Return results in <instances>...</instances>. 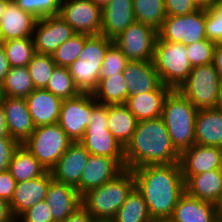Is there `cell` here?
Here are the masks:
<instances>
[{"mask_svg":"<svg viewBox=\"0 0 222 222\" xmlns=\"http://www.w3.org/2000/svg\"><path fill=\"white\" fill-rule=\"evenodd\" d=\"M94 4L97 6L103 8L105 5H107L111 0H91Z\"/></svg>","mask_w":222,"mask_h":222,"instance_id":"cell-54","label":"cell"},{"mask_svg":"<svg viewBox=\"0 0 222 222\" xmlns=\"http://www.w3.org/2000/svg\"><path fill=\"white\" fill-rule=\"evenodd\" d=\"M132 173L135 188L142 194L150 217L171 218L180 196L185 192L180 162L144 165L136 167Z\"/></svg>","mask_w":222,"mask_h":222,"instance_id":"cell-1","label":"cell"},{"mask_svg":"<svg viewBox=\"0 0 222 222\" xmlns=\"http://www.w3.org/2000/svg\"><path fill=\"white\" fill-rule=\"evenodd\" d=\"M52 55L35 53L27 65L28 72L35 89L46 88L49 79L56 67Z\"/></svg>","mask_w":222,"mask_h":222,"instance_id":"cell-37","label":"cell"},{"mask_svg":"<svg viewBox=\"0 0 222 222\" xmlns=\"http://www.w3.org/2000/svg\"><path fill=\"white\" fill-rule=\"evenodd\" d=\"M129 62L123 52L113 43L106 51L100 70V78L122 73Z\"/></svg>","mask_w":222,"mask_h":222,"instance_id":"cell-42","label":"cell"},{"mask_svg":"<svg viewBox=\"0 0 222 222\" xmlns=\"http://www.w3.org/2000/svg\"><path fill=\"white\" fill-rule=\"evenodd\" d=\"M19 145L13 138H0V172L8 170L13 153Z\"/></svg>","mask_w":222,"mask_h":222,"instance_id":"cell-46","label":"cell"},{"mask_svg":"<svg viewBox=\"0 0 222 222\" xmlns=\"http://www.w3.org/2000/svg\"><path fill=\"white\" fill-rule=\"evenodd\" d=\"M164 6L167 16H183L201 7L196 0H164Z\"/></svg>","mask_w":222,"mask_h":222,"instance_id":"cell-45","label":"cell"},{"mask_svg":"<svg viewBox=\"0 0 222 222\" xmlns=\"http://www.w3.org/2000/svg\"><path fill=\"white\" fill-rule=\"evenodd\" d=\"M185 191L200 200L217 204L222 197V175L219 169L191 176L185 182Z\"/></svg>","mask_w":222,"mask_h":222,"instance_id":"cell-27","label":"cell"},{"mask_svg":"<svg viewBox=\"0 0 222 222\" xmlns=\"http://www.w3.org/2000/svg\"><path fill=\"white\" fill-rule=\"evenodd\" d=\"M195 144L222 148V107L198 109Z\"/></svg>","mask_w":222,"mask_h":222,"instance_id":"cell-25","label":"cell"},{"mask_svg":"<svg viewBox=\"0 0 222 222\" xmlns=\"http://www.w3.org/2000/svg\"><path fill=\"white\" fill-rule=\"evenodd\" d=\"M217 207V215L220 222H222V197L220 201L216 204Z\"/></svg>","mask_w":222,"mask_h":222,"instance_id":"cell-53","label":"cell"},{"mask_svg":"<svg viewBox=\"0 0 222 222\" xmlns=\"http://www.w3.org/2000/svg\"><path fill=\"white\" fill-rule=\"evenodd\" d=\"M135 21L133 0H111L102 8L101 35L114 40Z\"/></svg>","mask_w":222,"mask_h":222,"instance_id":"cell-22","label":"cell"},{"mask_svg":"<svg viewBox=\"0 0 222 222\" xmlns=\"http://www.w3.org/2000/svg\"><path fill=\"white\" fill-rule=\"evenodd\" d=\"M34 90L27 66L11 67L0 86V96L26 98Z\"/></svg>","mask_w":222,"mask_h":222,"instance_id":"cell-31","label":"cell"},{"mask_svg":"<svg viewBox=\"0 0 222 222\" xmlns=\"http://www.w3.org/2000/svg\"><path fill=\"white\" fill-rule=\"evenodd\" d=\"M17 181L8 170L0 172V199L11 202Z\"/></svg>","mask_w":222,"mask_h":222,"instance_id":"cell-47","label":"cell"},{"mask_svg":"<svg viewBox=\"0 0 222 222\" xmlns=\"http://www.w3.org/2000/svg\"><path fill=\"white\" fill-rule=\"evenodd\" d=\"M90 35L76 33L66 42L61 44L52 54L53 61L57 66L69 67L80 55L86 39Z\"/></svg>","mask_w":222,"mask_h":222,"instance_id":"cell-38","label":"cell"},{"mask_svg":"<svg viewBox=\"0 0 222 222\" xmlns=\"http://www.w3.org/2000/svg\"><path fill=\"white\" fill-rule=\"evenodd\" d=\"M61 99L77 97L80 91L76 88L68 67L56 66L46 88Z\"/></svg>","mask_w":222,"mask_h":222,"instance_id":"cell-36","label":"cell"},{"mask_svg":"<svg viewBox=\"0 0 222 222\" xmlns=\"http://www.w3.org/2000/svg\"><path fill=\"white\" fill-rule=\"evenodd\" d=\"M125 169L144 165H167L180 162V153L171 142L163 119L138 121L131 140L124 147Z\"/></svg>","mask_w":222,"mask_h":222,"instance_id":"cell-2","label":"cell"},{"mask_svg":"<svg viewBox=\"0 0 222 222\" xmlns=\"http://www.w3.org/2000/svg\"><path fill=\"white\" fill-rule=\"evenodd\" d=\"M0 222H16L10 209V203L2 199H0Z\"/></svg>","mask_w":222,"mask_h":222,"instance_id":"cell-51","label":"cell"},{"mask_svg":"<svg viewBox=\"0 0 222 222\" xmlns=\"http://www.w3.org/2000/svg\"><path fill=\"white\" fill-rule=\"evenodd\" d=\"M128 96L157 90L162 82L152 61H129L122 72Z\"/></svg>","mask_w":222,"mask_h":222,"instance_id":"cell-23","label":"cell"},{"mask_svg":"<svg viewBox=\"0 0 222 222\" xmlns=\"http://www.w3.org/2000/svg\"><path fill=\"white\" fill-rule=\"evenodd\" d=\"M200 6L205 7L210 5L214 0H196Z\"/></svg>","mask_w":222,"mask_h":222,"instance_id":"cell-57","label":"cell"},{"mask_svg":"<svg viewBox=\"0 0 222 222\" xmlns=\"http://www.w3.org/2000/svg\"><path fill=\"white\" fill-rule=\"evenodd\" d=\"M213 65L219 73L222 83V43H216L213 50Z\"/></svg>","mask_w":222,"mask_h":222,"instance_id":"cell-50","label":"cell"},{"mask_svg":"<svg viewBox=\"0 0 222 222\" xmlns=\"http://www.w3.org/2000/svg\"><path fill=\"white\" fill-rule=\"evenodd\" d=\"M45 202L50 207L53 221L61 222L79 209L81 196L75 187L52 180Z\"/></svg>","mask_w":222,"mask_h":222,"instance_id":"cell-21","label":"cell"},{"mask_svg":"<svg viewBox=\"0 0 222 222\" xmlns=\"http://www.w3.org/2000/svg\"><path fill=\"white\" fill-rule=\"evenodd\" d=\"M157 39L156 29L135 21L113 42L129 61H152Z\"/></svg>","mask_w":222,"mask_h":222,"instance_id":"cell-10","label":"cell"},{"mask_svg":"<svg viewBox=\"0 0 222 222\" xmlns=\"http://www.w3.org/2000/svg\"><path fill=\"white\" fill-rule=\"evenodd\" d=\"M19 8L41 19L60 13L62 0H14Z\"/></svg>","mask_w":222,"mask_h":222,"instance_id":"cell-40","label":"cell"},{"mask_svg":"<svg viewBox=\"0 0 222 222\" xmlns=\"http://www.w3.org/2000/svg\"><path fill=\"white\" fill-rule=\"evenodd\" d=\"M72 140L56 123L35 127L22 144L43 166L50 171L66 152Z\"/></svg>","mask_w":222,"mask_h":222,"instance_id":"cell-8","label":"cell"},{"mask_svg":"<svg viewBox=\"0 0 222 222\" xmlns=\"http://www.w3.org/2000/svg\"><path fill=\"white\" fill-rule=\"evenodd\" d=\"M4 106L6 125L10 137L22 145L34 131L35 126L25 98L0 96Z\"/></svg>","mask_w":222,"mask_h":222,"instance_id":"cell-16","label":"cell"},{"mask_svg":"<svg viewBox=\"0 0 222 222\" xmlns=\"http://www.w3.org/2000/svg\"><path fill=\"white\" fill-rule=\"evenodd\" d=\"M59 16L76 33L101 34L102 8L91 0H62Z\"/></svg>","mask_w":222,"mask_h":222,"instance_id":"cell-11","label":"cell"},{"mask_svg":"<svg viewBox=\"0 0 222 222\" xmlns=\"http://www.w3.org/2000/svg\"><path fill=\"white\" fill-rule=\"evenodd\" d=\"M11 66L6 57L5 49L3 44L0 42V86L4 82L5 76L8 74Z\"/></svg>","mask_w":222,"mask_h":222,"instance_id":"cell-49","label":"cell"},{"mask_svg":"<svg viewBox=\"0 0 222 222\" xmlns=\"http://www.w3.org/2000/svg\"><path fill=\"white\" fill-rule=\"evenodd\" d=\"M171 218L175 222H220L216 204L197 199L186 191L180 196Z\"/></svg>","mask_w":222,"mask_h":222,"instance_id":"cell-24","label":"cell"},{"mask_svg":"<svg viewBox=\"0 0 222 222\" xmlns=\"http://www.w3.org/2000/svg\"><path fill=\"white\" fill-rule=\"evenodd\" d=\"M151 222H175L172 218H154Z\"/></svg>","mask_w":222,"mask_h":222,"instance_id":"cell-56","label":"cell"},{"mask_svg":"<svg viewBox=\"0 0 222 222\" xmlns=\"http://www.w3.org/2000/svg\"><path fill=\"white\" fill-rule=\"evenodd\" d=\"M205 31L208 40L222 43V0L206 6Z\"/></svg>","mask_w":222,"mask_h":222,"instance_id":"cell-41","label":"cell"},{"mask_svg":"<svg viewBox=\"0 0 222 222\" xmlns=\"http://www.w3.org/2000/svg\"><path fill=\"white\" fill-rule=\"evenodd\" d=\"M92 95L98 103L104 105L125 104L128 98V87L123 74L100 78Z\"/></svg>","mask_w":222,"mask_h":222,"instance_id":"cell-30","label":"cell"},{"mask_svg":"<svg viewBox=\"0 0 222 222\" xmlns=\"http://www.w3.org/2000/svg\"><path fill=\"white\" fill-rule=\"evenodd\" d=\"M222 148L194 144L180 154V166L186 182L191 176L219 169Z\"/></svg>","mask_w":222,"mask_h":222,"instance_id":"cell-17","label":"cell"},{"mask_svg":"<svg viewBox=\"0 0 222 222\" xmlns=\"http://www.w3.org/2000/svg\"><path fill=\"white\" fill-rule=\"evenodd\" d=\"M219 171L221 172V175H222V156H221V162H220V166H219Z\"/></svg>","mask_w":222,"mask_h":222,"instance_id":"cell-58","label":"cell"},{"mask_svg":"<svg viewBox=\"0 0 222 222\" xmlns=\"http://www.w3.org/2000/svg\"><path fill=\"white\" fill-rule=\"evenodd\" d=\"M96 222H112V221H96Z\"/></svg>","mask_w":222,"mask_h":222,"instance_id":"cell-59","label":"cell"},{"mask_svg":"<svg viewBox=\"0 0 222 222\" xmlns=\"http://www.w3.org/2000/svg\"><path fill=\"white\" fill-rule=\"evenodd\" d=\"M102 64H90L76 59L69 67L73 82L80 93L92 94L100 80Z\"/></svg>","mask_w":222,"mask_h":222,"instance_id":"cell-32","label":"cell"},{"mask_svg":"<svg viewBox=\"0 0 222 222\" xmlns=\"http://www.w3.org/2000/svg\"><path fill=\"white\" fill-rule=\"evenodd\" d=\"M198 109L178 90L165 98L162 116L171 142L181 154L195 144V118Z\"/></svg>","mask_w":222,"mask_h":222,"instance_id":"cell-4","label":"cell"},{"mask_svg":"<svg viewBox=\"0 0 222 222\" xmlns=\"http://www.w3.org/2000/svg\"><path fill=\"white\" fill-rule=\"evenodd\" d=\"M0 138H12L8 133L4 106L1 101H0Z\"/></svg>","mask_w":222,"mask_h":222,"instance_id":"cell-52","label":"cell"},{"mask_svg":"<svg viewBox=\"0 0 222 222\" xmlns=\"http://www.w3.org/2000/svg\"><path fill=\"white\" fill-rule=\"evenodd\" d=\"M134 188L132 170L124 169L114 179L83 194L81 205L96 221H112Z\"/></svg>","mask_w":222,"mask_h":222,"instance_id":"cell-3","label":"cell"},{"mask_svg":"<svg viewBox=\"0 0 222 222\" xmlns=\"http://www.w3.org/2000/svg\"><path fill=\"white\" fill-rule=\"evenodd\" d=\"M50 211L45 200H42L22 213L16 222H54Z\"/></svg>","mask_w":222,"mask_h":222,"instance_id":"cell-44","label":"cell"},{"mask_svg":"<svg viewBox=\"0 0 222 222\" xmlns=\"http://www.w3.org/2000/svg\"><path fill=\"white\" fill-rule=\"evenodd\" d=\"M108 105L98 103L92 95V112L88 127L79 141L93 155L114 158L125 169L124 147L108 130Z\"/></svg>","mask_w":222,"mask_h":222,"instance_id":"cell-5","label":"cell"},{"mask_svg":"<svg viewBox=\"0 0 222 222\" xmlns=\"http://www.w3.org/2000/svg\"><path fill=\"white\" fill-rule=\"evenodd\" d=\"M152 62L162 84L172 90L178 89L187 80L193 68L186 45L159 38L155 44Z\"/></svg>","mask_w":222,"mask_h":222,"instance_id":"cell-6","label":"cell"},{"mask_svg":"<svg viewBox=\"0 0 222 222\" xmlns=\"http://www.w3.org/2000/svg\"><path fill=\"white\" fill-rule=\"evenodd\" d=\"M205 21L206 6L183 16H166L158 30V38L183 45L206 39Z\"/></svg>","mask_w":222,"mask_h":222,"instance_id":"cell-9","label":"cell"},{"mask_svg":"<svg viewBox=\"0 0 222 222\" xmlns=\"http://www.w3.org/2000/svg\"><path fill=\"white\" fill-rule=\"evenodd\" d=\"M113 40L104 35H90L83 47L78 59L90 64H102L107 49L113 44Z\"/></svg>","mask_w":222,"mask_h":222,"instance_id":"cell-39","label":"cell"},{"mask_svg":"<svg viewBox=\"0 0 222 222\" xmlns=\"http://www.w3.org/2000/svg\"><path fill=\"white\" fill-rule=\"evenodd\" d=\"M178 90L197 109L221 106L222 83L213 63L194 66Z\"/></svg>","mask_w":222,"mask_h":222,"instance_id":"cell-7","label":"cell"},{"mask_svg":"<svg viewBox=\"0 0 222 222\" xmlns=\"http://www.w3.org/2000/svg\"><path fill=\"white\" fill-rule=\"evenodd\" d=\"M215 44L206 38L186 45V52L191 65L194 67L212 63Z\"/></svg>","mask_w":222,"mask_h":222,"instance_id":"cell-43","label":"cell"},{"mask_svg":"<svg viewBox=\"0 0 222 222\" xmlns=\"http://www.w3.org/2000/svg\"><path fill=\"white\" fill-rule=\"evenodd\" d=\"M171 90L162 84L155 91L128 96L124 105L138 121L157 119L162 116L165 98Z\"/></svg>","mask_w":222,"mask_h":222,"instance_id":"cell-26","label":"cell"},{"mask_svg":"<svg viewBox=\"0 0 222 222\" xmlns=\"http://www.w3.org/2000/svg\"><path fill=\"white\" fill-rule=\"evenodd\" d=\"M53 180L50 171L30 180L18 182L10 202L12 215L17 219L22 213L45 200L50 182Z\"/></svg>","mask_w":222,"mask_h":222,"instance_id":"cell-18","label":"cell"},{"mask_svg":"<svg viewBox=\"0 0 222 222\" xmlns=\"http://www.w3.org/2000/svg\"><path fill=\"white\" fill-rule=\"evenodd\" d=\"M8 171L17 183L38 178L47 172L44 166L22 145H19L13 153Z\"/></svg>","mask_w":222,"mask_h":222,"instance_id":"cell-29","label":"cell"},{"mask_svg":"<svg viewBox=\"0 0 222 222\" xmlns=\"http://www.w3.org/2000/svg\"><path fill=\"white\" fill-rule=\"evenodd\" d=\"M108 130L125 147L136 130L138 120L124 104L108 105Z\"/></svg>","mask_w":222,"mask_h":222,"instance_id":"cell-28","label":"cell"},{"mask_svg":"<svg viewBox=\"0 0 222 222\" xmlns=\"http://www.w3.org/2000/svg\"><path fill=\"white\" fill-rule=\"evenodd\" d=\"M135 20L151 26L157 31L166 15L164 0H133Z\"/></svg>","mask_w":222,"mask_h":222,"instance_id":"cell-34","label":"cell"},{"mask_svg":"<svg viewBox=\"0 0 222 222\" xmlns=\"http://www.w3.org/2000/svg\"><path fill=\"white\" fill-rule=\"evenodd\" d=\"M11 67L27 66L35 54L32 37L11 39L1 42Z\"/></svg>","mask_w":222,"mask_h":222,"instance_id":"cell-35","label":"cell"},{"mask_svg":"<svg viewBox=\"0 0 222 222\" xmlns=\"http://www.w3.org/2000/svg\"><path fill=\"white\" fill-rule=\"evenodd\" d=\"M92 112V94L80 93L77 97L64 99L58 124L72 140L80 141L89 125Z\"/></svg>","mask_w":222,"mask_h":222,"instance_id":"cell-12","label":"cell"},{"mask_svg":"<svg viewBox=\"0 0 222 222\" xmlns=\"http://www.w3.org/2000/svg\"><path fill=\"white\" fill-rule=\"evenodd\" d=\"M25 99L35 127L58 123L63 99L44 88L35 89Z\"/></svg>","mask_w":222,"mask_h":222,"instance_id":"cell-20","label":"cell"},{"mask_svg":"<svg viewBox=\"0 0 222 222\" xmlns=\"http://www.w3.org/2000/svg\"><path fill=\"white\" fill-rule=\"evenodd\" d=\"M61 222H96L94 217L81 205L72 215Z\"/></svg>","mask_w":222,"mask_h":222,"instance_id":"cell-48","label":"cell"},{"mask_svg":"<svg viewBox=\"0 0 222 222\" xmlns=\"http://www.w3.org/2000/svg\"><path fill=\"white\" fill-rule=\"evenodd\" d=\"M37 20L10 1L0 17V42L32 37Z\"/></svg>","mask_w":222,"mask_h":222,"instance_id":"cell-19","label":"cell"},{"mask_svg":"<svg viewBox=\"0 0 222 222\" xmlns=\"http://www.w3.org/2000/svg\"><path fill=\"white\" fill-rule=\"evenodd\" d=\"M75 34L73 28L59 15L38 19L32 35L35 53L52 55Z\"/></svg>","mask_w":222,"mask_h":222,"instance_id":"cell-13","label":"cell"},{"mask_svg":"<svg viewBox=\"0 0 222 222\" xmlns=\"http://www.w3.org/2000/svg\"><path fill=\"white\" fill-rule=\"evenodd\" d=\"M90 153L79 142H72L50 170L53 180L76 187Z\"/></svg>","mask_w":222,"mask_h":222,"instance_id":"cell-15","label":"cell"},{"mask_svg":"<svg viewBox=\"0 0 222 222\" xmlns=\"http://www.w3.org/2000/svg\"><path fill=\"white\" fill-rule=\"evenodd\" d=\"M9 2H10V0H0V17L4 13L5 8Z\"/></svg>","mask_w":222,"mask_h":222,"instance_id":"cell-55","label":"cell"},{"mask_svg":"<svg viewBox=\"0 0 222 222\" xmlns=\"http://www.w3.org/2000/svg\"><path fill=\"white\" fill-rule=\"evenodd\" d=\"M147 204L142 194L134 188L118 209L112 222H151Z\"/></svg>","mask_w":222,"mask_h":222,"instance_id":"cell-33","label":"cell"},{"mask_svg":"<svg viewBox=\"0 0 222 222\" xmlns=\"http://www.w3.org/2000/svg\"><path fill=\"white\" fill-rule=\"evenodd\" d=\"M124 168L114 159L90 154L80 181L75 187L80 196L114 179Z\"/></svg>","mask_w":222,"mask_h":222,"instance_id":"cell-14","label":"cell"}]
</instances>
